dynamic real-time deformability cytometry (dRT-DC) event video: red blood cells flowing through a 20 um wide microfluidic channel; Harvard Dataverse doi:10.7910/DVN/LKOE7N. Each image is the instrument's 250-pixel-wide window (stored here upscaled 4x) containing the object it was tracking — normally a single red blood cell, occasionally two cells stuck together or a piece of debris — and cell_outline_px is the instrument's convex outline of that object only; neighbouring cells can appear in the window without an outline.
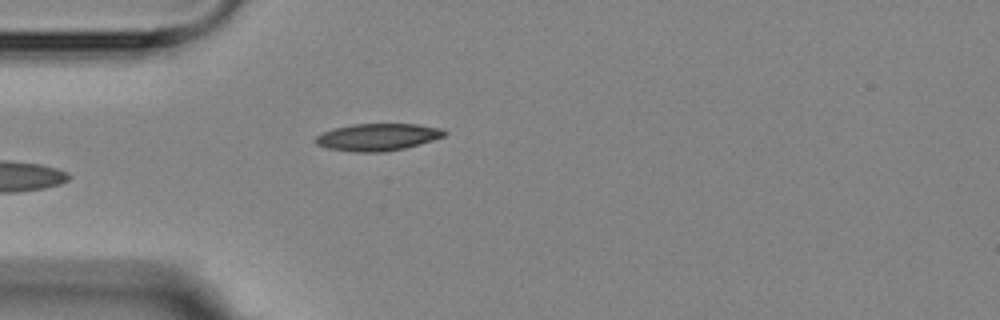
{"species": "Egyptian fruit bat (a non-hibernating species)", "species_latin": "Rousettus aegyptiacus", "temperature_condition": "room temperature", "stored_images_in_passage": 5, "camera_frame_rate_fps": 3000, "um_per_image_px": 0.085, "animal": {"sex": "female"}, "frame": {"image": 1, "passage_image": 5, "time_ms": 4.667, "image_size_px": [1000, 320], "cell_outline_px": [[448, 132], [444, 136], [420, 144], [404, 148], [384, 152], [356, 152], [328, 148], [316, 144], [312, 140], [316, 136], [324, 132], [336, 128], [352, 124], [416, 124], [440, 128]], "centroid_in_image_um": [32.09, 11.65], "position_along_channel_um": 52.9, "area_um2": 20.29}}